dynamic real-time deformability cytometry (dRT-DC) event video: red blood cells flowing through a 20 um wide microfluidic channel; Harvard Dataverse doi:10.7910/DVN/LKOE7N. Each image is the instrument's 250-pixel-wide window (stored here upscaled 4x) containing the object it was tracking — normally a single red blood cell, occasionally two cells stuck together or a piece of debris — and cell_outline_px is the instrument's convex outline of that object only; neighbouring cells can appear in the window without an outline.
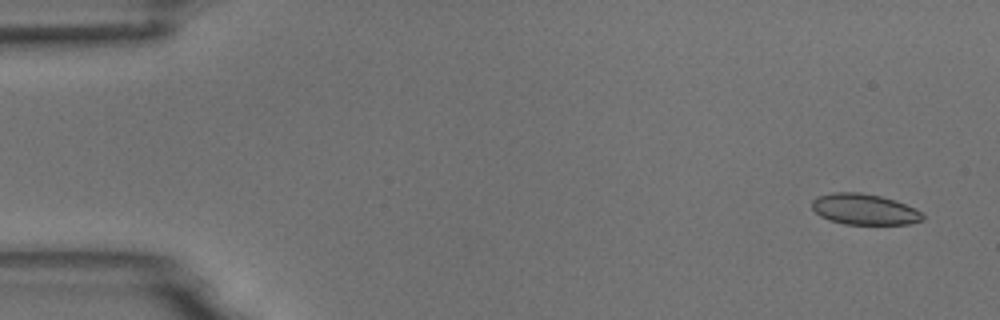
{"species": "common noctule bat (a hibernating species)", "species_latin": "Nyctalus noctula", "temperature_condition": "room temperature", "stored_images_in_passage": 55, "camera_frame_rate_fps": 3000, "um_per_image_px": 0.085, "animal": {"sex": "male", "body_mass_g": 18.8}, "frame": {"image": 1, "passage_image": 3, "time_ms": 0.667, "image_size_px": [1000, 320], "cell_outline_px": [[924, 220], [908, 224], [844, 224], [828, 220], [820, 216], [812, 208], [812, 200], [816, 196], [832, 192], [860, 192], [880, 196], [896, 200], [920, 212], [924, 216]], "centroid_in_image_um": [73.42, 17.79], "position_along_channel_um": 11.6, "area_um2": 19.94}}
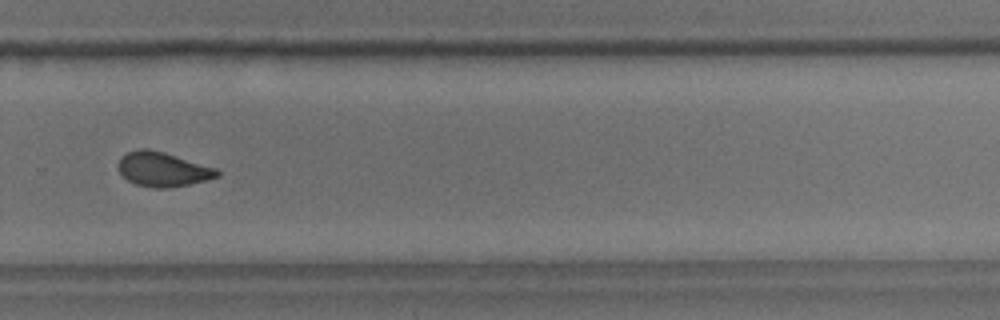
{"frame": {"image": 2, "passage_image": 38, "time_ms": 12.333, "image_size_px": [1000, 320], "cell_outline_px": [[220, 176], [208, 180], [168, 188], [152, 188], [136, 184], [128, 180], [120, 172], [116, 164], [120, 156], [128, 152], [140, 148], [148, 148], [164, 152], [216, 168], [220, 172]], "centroid_in_image_um": [13.82, 14.38], "position_along_channel_um": 316.0, "area_um2": 19.94}}
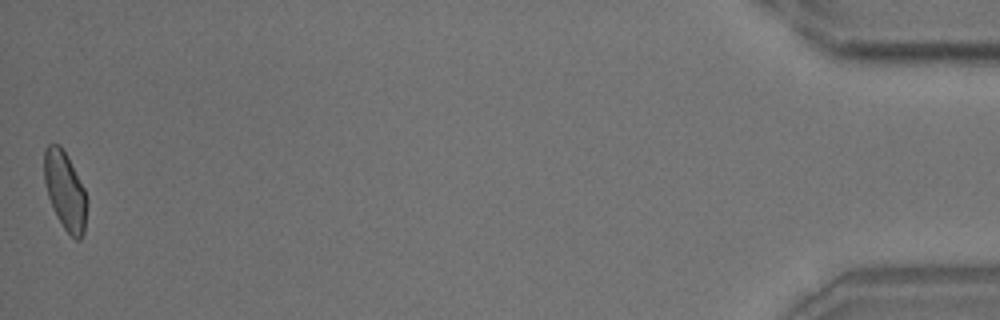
{"frame": {"image": 3, "passage_image": 55, "time_ms": 18.0, "image_size_px": [1000, 320], "cell_outline_px": [[88, 200], [84, 232], [80, 240], [76, 240], [64, 228], [56, 216], [48, 196], [44, 180], [44, 148], [48, 144], [60, 144], [84, 188]], "centroid_in_image_um": [5.53, 16.22], "position_along_channel_um": 429.7, "area_um2": 19.36}, "authors_computed_cell_mechanics": {"area_um2": 20.1144, "velocity_mm_per_s": 3.6729, "shape_relaxation_time_tau1_ms": 3.3082, "shape_relaxation_time_tau2_ms": 1.2477, "deformation_change_tau1": 0.0908, "deformation_change_tau2": 0.0587}}